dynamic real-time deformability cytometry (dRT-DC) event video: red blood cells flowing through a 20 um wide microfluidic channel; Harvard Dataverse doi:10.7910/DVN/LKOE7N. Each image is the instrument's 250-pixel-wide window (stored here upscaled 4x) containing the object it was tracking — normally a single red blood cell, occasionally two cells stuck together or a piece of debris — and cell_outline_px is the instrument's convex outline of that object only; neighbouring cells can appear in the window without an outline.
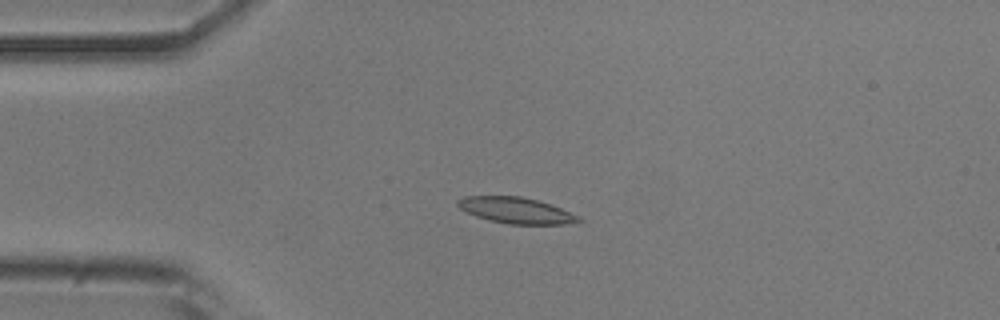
{"species": "common noctule bat (a hibernating species)", "species_latin": "Nyctalus noctula", "temperature_condition": "room temperature", "stored_images_in_passage": 52, "camera_frame_rate_fps": 3000, "um_per_image_px": 0.085, "animal": {"sex": "male", "body_mass_g": 20.5, "forearm_length_mm": 52.5}, "frame": {"image": 1, "passage_image": 13, "time_ms": 4.0, "image_size_px": [1000, 320], "cell_outline_px": [[584, 220], [564, 224], [508, 224], [476, 216], [460, 208], [456, 204], [456, 200], [464, 196], [520, 196], [536, 200], [560, 208], [580, 216]], "centroid_in_image_um": [43.85, 17.88], "position_along_channel_um": 41.1, "area_um2": 18.09}}
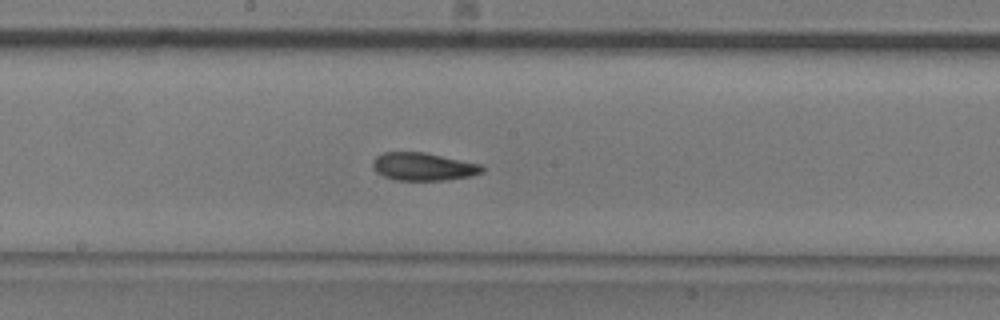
{"frame": {"image": 2, "passage_image": 28, "time_ms": 9.0, "image_size_px": [1000, 320], "cell_outline_px": [[484, 172], [472, 176], [448, 180], [396, 180], [384, 176], [376, 172], [372, 168], [372, 160], [376, 156], [384, 152], [424, 152], [480, 164], [484, 168]], "centroid_in_image_um": [35.97, 14.17], "position_along_channel_um": 212.2, "area_um2": 17.86}}
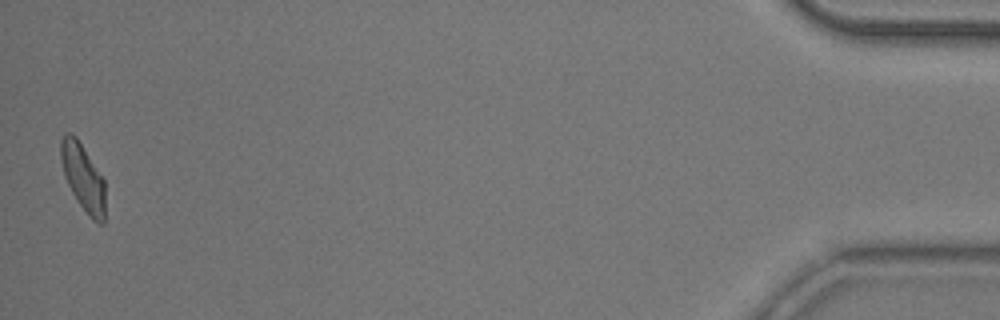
{"frame": {"image": 3, "passage_image": 52, "time_ms": 17.0, "image_size_px": [1000, 320], "cell_outline_px": [[104, 224], [100, 224], [92, 220], [76, 200], [64, 176], [60, 160], [60, 140], [64, 132], [72, 132], [76, 136], [104, 180]], "centroid_in_image_um": [7.02, 15.05], "position_along_channel_um": 428.2, "area_um2": 17.34}, "authors_computed_cell_mechanics": {"area_um2": 17.918, "velocity_mm_per_s": 3.8793, "shape_relaxation_time_tau1_ms": 5.939, "shape_relaxation_time_tau2_ms": 3.3861, "deformation_change_tau1": 0.156, "deformation_change_tau2": 0.1047}}